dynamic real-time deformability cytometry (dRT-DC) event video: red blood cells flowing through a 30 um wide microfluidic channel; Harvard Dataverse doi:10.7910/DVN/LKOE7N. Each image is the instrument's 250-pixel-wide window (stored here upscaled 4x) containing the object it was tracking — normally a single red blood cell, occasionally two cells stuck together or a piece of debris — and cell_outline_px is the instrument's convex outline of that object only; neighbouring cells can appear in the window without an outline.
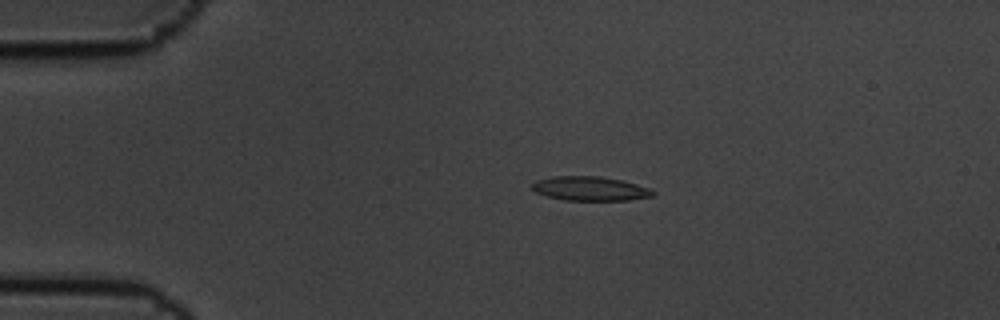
{"species": "common noctule bat (a hibernating species)", "species_latin": "Nyctalus noctula", "temperature_condition": "cold", "stored_images_in_passage": 5, "camera_frame_rate_fps": 3000, "um_per_image_px": 0.085, "animal": {"sex": "male", "body_mass_g": 19.5, "forearm_length_mm": 54.6}, "frame": {"image": 1, "passage_image": 3, "time_ms": 0.667, "image_size_px": [1000, 320], "cell_outline_px": [[656, 192], [652, 196], [628, 200], [564, 200], [548, 196], [536, 192], [532, 188], [532, 184], [536, 180], [552, 176], [600, 176], [620, 180], [636, 184], [648, 188]], "centroid_in_image_um": [50.14, 16.03], "position_along_channel_um": 34.9, "area_um2": 16.88}}
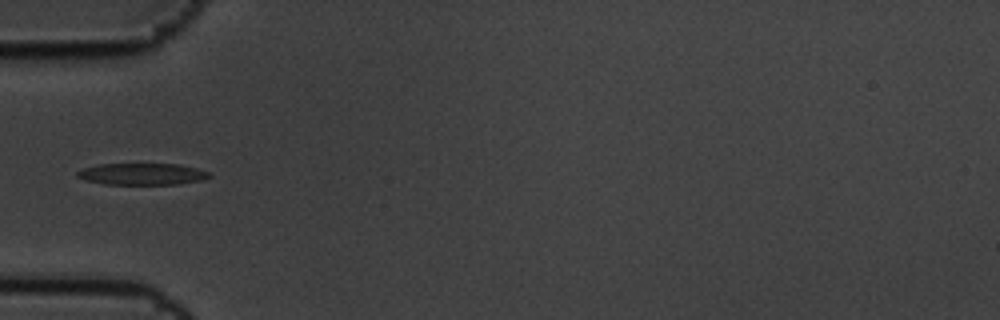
{"frame": {"image": 2, "passage_image": 5, "time_ms": 1.333, "image_size_px": [1000, 320], "cell_outline_px": [[212, 176], [204, 180], [180, 184], [104, 184], [88, 180], [76, 176], [76, 172], [84, 168], [100, 164], [180, 164], [196, 168], [208, 172]], "centroid_in_image_um": [12.13, 14.79], "position_along_channel_um": 72.9, "area_um2": 16.59}}